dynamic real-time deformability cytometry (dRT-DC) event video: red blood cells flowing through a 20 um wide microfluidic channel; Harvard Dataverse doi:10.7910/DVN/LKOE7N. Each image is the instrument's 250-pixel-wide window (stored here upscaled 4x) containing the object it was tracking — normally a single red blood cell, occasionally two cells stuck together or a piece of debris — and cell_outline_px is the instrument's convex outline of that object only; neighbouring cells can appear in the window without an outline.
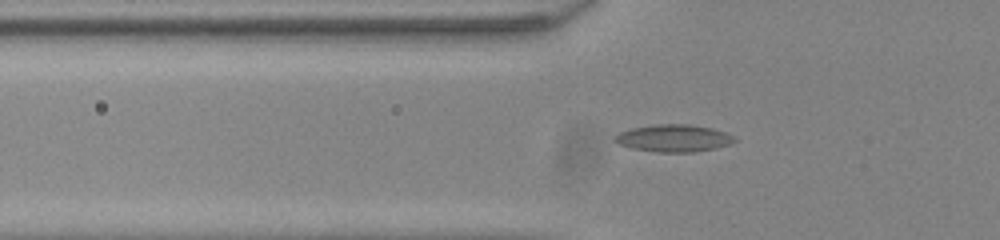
{"species": "common noctule bat (a hibernating species)", "species_latin": "Nyctalus noctula", "temperature_condition": "room temperature", "stored_images_in_passage": 35, "camera_frame_rate_fps": 3000, "um_per_image_px": 0.085, "animal": {"sex": "male", "body_mass_g": 20.0, "forearm_length_mm": 53.3}, "frame": {"image": 1, "passage_image": 3, "time_ms": 0.667, "image_size_px": [1000, 240], "cell_outline_px": [[736, 140], [728, 144], [716, 148], [692, 152], [656, 152], [632, 148], [620, 144], [612, 140], [620, 132], [632, 128], [656, 124], [688, 124], [712, 128], [724, 132], [732, 136]], "centroid_in_image_um": [57.24, 11.74], "position_along_channel_um": 68.6, "area_um2": 18.79}}
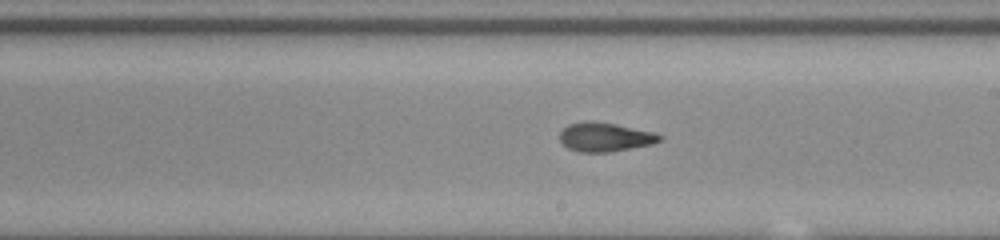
{"frame": {"image": 2, "passage_image": 16, "time_ms": 5.0, "image_size_px": [1000, 240], "cell_outline_px": [[664, 136], [660, 140], [652, 144], [608, 152], [580, 152], [568, 148], [560, 140], [560, 132], [568, 124], [588, 120], [616, 124], [652, 132]], "centroid_in_image_um": [51.4, 11.64], "position_along_channel_um": 237.6, "area_um2": 16.7}}
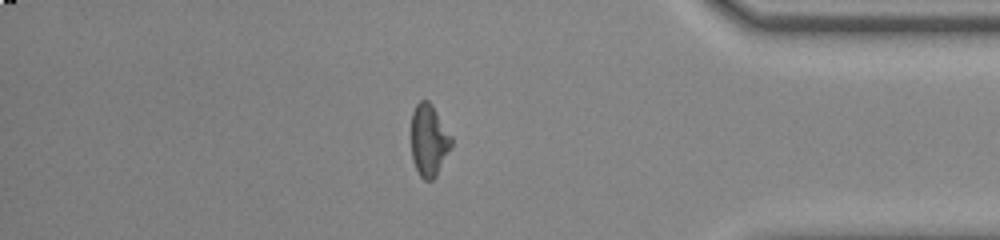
{"frame": {"image": 3, "passage_image": 30, "time_ms": 9.667, "image_size_px": [1000, 240], "cell_outline_px": [[452, 144], [436, 176], [432, 180], [424, 180], [420, 176], [412, 160], [412, 112], [416, 104], [420, 100], [428, 100], [432, 104], [452, 136]], "centroid_in_image_um": [36.46, 11.91], "position_along_channel_um": 398.7, "area_um2": 16.76}}